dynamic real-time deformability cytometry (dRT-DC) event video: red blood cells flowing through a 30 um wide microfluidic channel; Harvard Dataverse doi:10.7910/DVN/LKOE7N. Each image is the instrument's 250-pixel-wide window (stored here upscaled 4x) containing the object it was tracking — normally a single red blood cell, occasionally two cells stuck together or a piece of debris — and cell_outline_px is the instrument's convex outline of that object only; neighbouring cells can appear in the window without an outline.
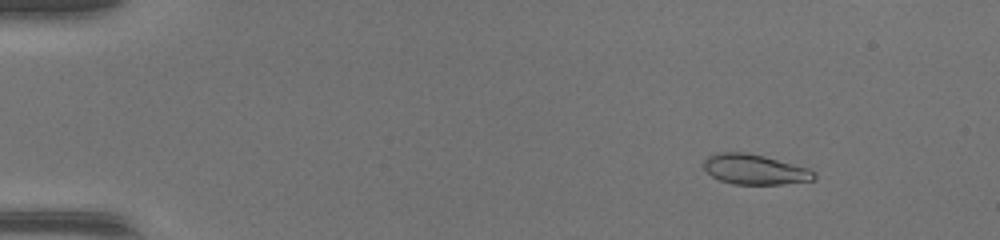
{"species": "common noctule bat (a hibernating species)", "species_latin": "Nyctalus noctula", "temperature_condition": "warm", "stored_images_in_passage": 49, "camera_frame_rate_fps": 3000, "um_per_image_px": 0.085, "animal": {"sex": "female", "body_mass_g": 17.0, "forearm_length_mm": 48.0}, "frame": {"image": 1, "passage_image": 7, "time_ms": 2.0, "image_size_px": [1000, 240], "cell_outline_px": [[816, 180], [780, 184], [732, 184], [720, 180], [712, 176], [704, 168], [704, 160], [708, 156], [716, 152], [748, 152], [764, 156], [808, 168], [816, 176]], "centroid_in_image_um": [64.13, 14.39], "position_along_channel_um": 20.9, "area_um2": 19.31}}
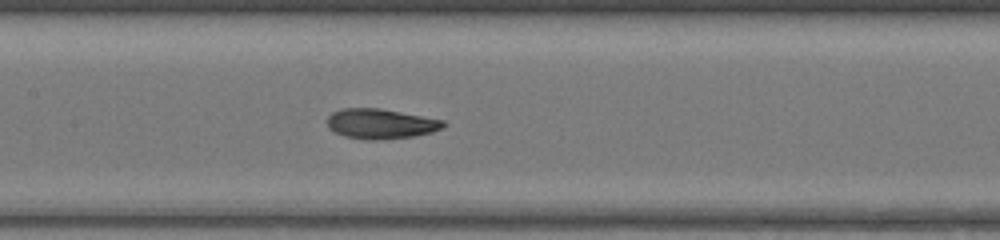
{"frame": {"image": 2, "passage_image": 25, "time_ms": 8.0, "image_size_px": [1000, 240], "cell_outline_px": [[444, 124], [440, 128], [432, 132], [416, 136], [376, 140], [368, 140], [344, 136], [328, 128], [328, 116], [332, 112], [344, 108], [380, 108], [444, 120]], "centroid_in_image_um": [32.34, 10.52], "position_along_channel_um": 175.1, "area_um2": 20.17}}
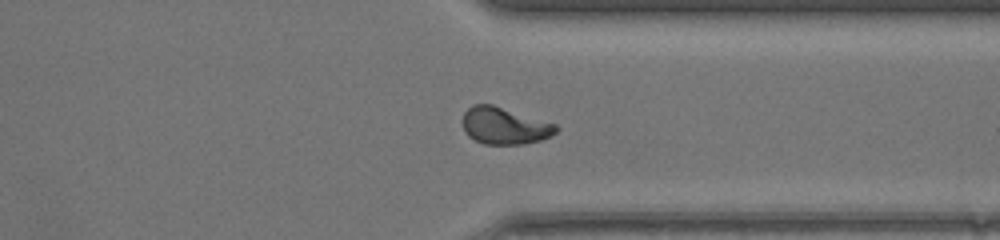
{"frame": {"image": 3, "passage_image": 38, "time_ms": 12.333, "image_size_px": [1000, 240], "cell_outline_px": [[560, 128], [552, 136], [540, 140], [524, 144], [484, 144], [468, 136], [464, 132], [464, 112], [472, 104], [492, 104], [556, 124]], "centroid_in_image_um": [42.9, 10.69], "position_along_channel_um": 368.5, "area_um2": 20.06}}